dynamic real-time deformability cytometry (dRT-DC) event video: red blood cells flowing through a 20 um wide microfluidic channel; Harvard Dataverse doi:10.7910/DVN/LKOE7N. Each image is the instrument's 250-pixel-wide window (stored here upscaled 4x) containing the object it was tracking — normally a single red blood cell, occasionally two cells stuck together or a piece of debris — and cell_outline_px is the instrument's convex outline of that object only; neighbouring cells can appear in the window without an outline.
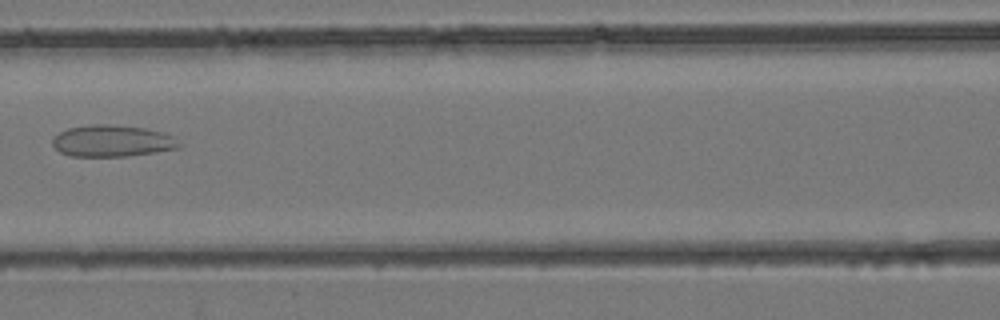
{"species": "common noctule bat (a hibernating species)", "species_latin": "Nyctalus noctula", "temperature_condition": "room temperature", "stored_images_in_passage": 3, "camera_frame_rate_fps": 3000, "um_per_image_px": 0.085, "animal": {"sex": "female", "body_mass_g": 24.6, "forearm_length_mm": 56.2}, "frame": {"image": 1, "passage_image": 3, "time_ms": 0.667, "image_size_px": [1000, 320], "cell_outline_px": [[184, 144], [180, 148], [156, 152], [128, 156], [72, 156], [60, 152], [52, 144], [52, 136], [68, 128], [92, 124], [108, 124], [144, 128], [164, 132], [172, 136]], "centroid_in_image_um": [9.57, 11.98], "position_along_channel_um": 157.0, "area_um2": 23.52}}